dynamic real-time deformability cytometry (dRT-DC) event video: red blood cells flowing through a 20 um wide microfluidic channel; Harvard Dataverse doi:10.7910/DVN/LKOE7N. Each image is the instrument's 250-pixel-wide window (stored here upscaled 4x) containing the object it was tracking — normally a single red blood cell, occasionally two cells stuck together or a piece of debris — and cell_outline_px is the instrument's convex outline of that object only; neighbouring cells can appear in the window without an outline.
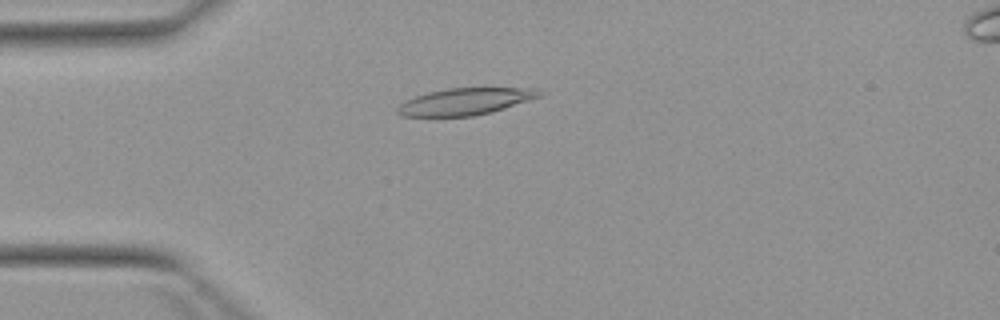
{"species": "Egyptian fruit bat (a non-hibernating species)", "species_latin": "Rousettus aegyptiacus", "temperature_condition": "warm", "stored_images_in_passage": 4, "camera_frame_rate_fps": 3000, "um_per_image_px": 0.085, "animal": {"sex": "female"}, "frame": {"image": 1, "passage_image": 3, "time_ms": 3.0, "image_size_px": [1000, 320], "cell_outline_px": [[544, 92], [540, 96], [492, 112], [472, 116], [400, 116], [396, 112], [396, 108], [404, 100], [428, 92], [448, 88], [536, 88]], "centroid_in_image_um": [39.51, 8.62], "position_along_channel_um": 45.5, "area_um2": 22.08}}